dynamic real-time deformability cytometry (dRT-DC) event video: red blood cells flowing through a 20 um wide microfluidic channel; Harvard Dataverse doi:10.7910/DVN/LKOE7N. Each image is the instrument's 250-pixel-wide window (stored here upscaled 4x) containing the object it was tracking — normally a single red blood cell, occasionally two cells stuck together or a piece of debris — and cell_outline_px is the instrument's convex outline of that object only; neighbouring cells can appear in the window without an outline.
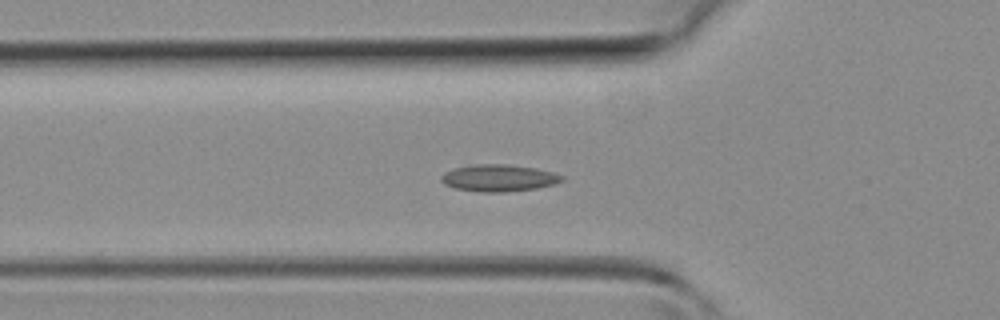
{"species": "common noctule bat (a hibernating species)", "species_latin": "Nyctalus noctula", "temperature_condition": "room temperature", "stored_images_in_passage": 32, "camera_frame_rate_fps": 3000, "um_per_image_px": 0.085, "animal": {"sex": "female", "body_mass_g": 19.3, "forearm_length_mm": 54.1}, "frame": {"image": 1, "passage_image": 3, "time_ms": 0.667, "image_size_px": [1000, 320], "cell_outline_px": [[564, 180], [556, 184], [536, 188], [504, 192], [480, 192], [456, 188], [444, 184], [440, 180], [440, 176], [444, 172], [456, 168], [476, 164], [508, 164], [536, 168], [552, 172], [564, 176]], "centroid_in_image_um": [42.41, 15.13], "position_along_channel_um": 83.4, "area_um2": 18.96}}
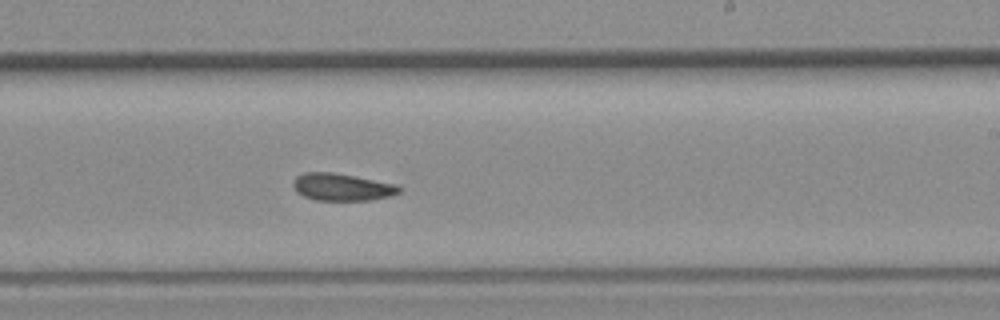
{"frame": {"image": 2, "passage_image": 14, "time_ms": 4.333, "image_size_px": [1000, 320], "cell_outline_px": [[400, 192], [392, 196], [368, 200], [316, 200], [304, 196], [296, 192], [292, 184], [292, 180], [296, 176], [304, 172], [332, 172], [396, 184], [400, 188]], "centroid_in_image_um": [29.03, 15.9], "position_along_channel_um": 260.0, "area_um2": 16.82}}
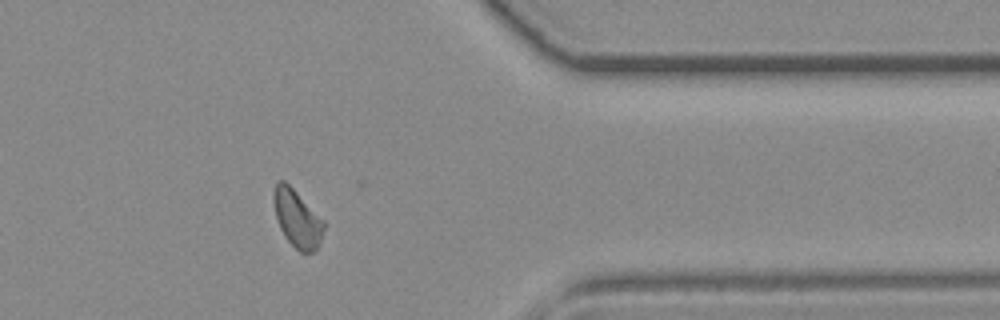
{"frame": {"image": 3, "passage_image": 23, "time_ms": 7.333, "image_size_px": [1000, 320], "cell_outline_px": [[324, 228], [320, 240], [316, 248], [312, 252], [300, 252], [284, 236], [280, 228], [276, 216], [272, 200], [272, 192], [276, 180], [284, 180], [324, 220]], "centroid_in_image_um": [25.22, 18.54], "position_along_channel_um": 386.2, "area_um2": 16.65}}